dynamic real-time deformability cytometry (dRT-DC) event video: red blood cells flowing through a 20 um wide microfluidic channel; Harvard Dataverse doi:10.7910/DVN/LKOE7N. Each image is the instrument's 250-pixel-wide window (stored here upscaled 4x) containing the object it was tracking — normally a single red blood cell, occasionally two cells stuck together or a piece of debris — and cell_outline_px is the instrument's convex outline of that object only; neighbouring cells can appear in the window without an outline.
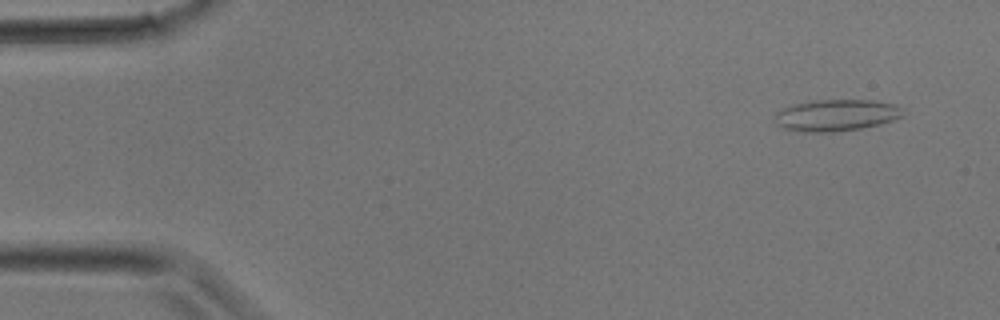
{"species": "common noctule bat (a hibernating species)", "species_latin": "Nyctalus noctula", "temperature_condition": "room temperature", "stored_images_in_passage": 33, "camera_frame_rate_fps": 3000, "um_per_image_px": 0.085, "animal": {"sex": "male", "body_mass_g": 17.9}, "frame": {"image": 1, "passage_image": 2, "time_ms": 0.333, "image_size_px": [1000, 320], "cell_outline_px": [[904, 116], [880, 124], [860, 128], [836, 132], [800, 132], [784, 128], [776, 124], [776, 112], [780, 108], [792, 104], [816, 100], [876, 100], [896, 104], [904, 108]], "centroid_in_image_um": [71.1, 9.79], "position_along_channel_um": 13.9, "area_um2": 23.93}}
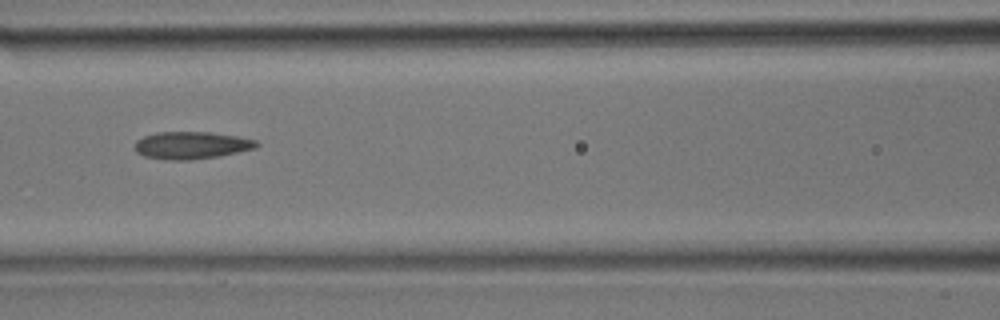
{"frame": {"image": 2, "passage_image": 14, "time_ms": 4.333, "image_size_px": [1000, 320], "cell_outline_px": [[260, 144], [256, 148], [220, 156], [192, 160], [172, 160], [144, 156], [136, 152], [136, 140], [144, 136], [156, 132], [212, 132], [236, 136], [256, 140]], "centroid_in_image_um": [16.3, 12.35], "position_along_channel_um": 150.3, "area_um2": 19.42}}
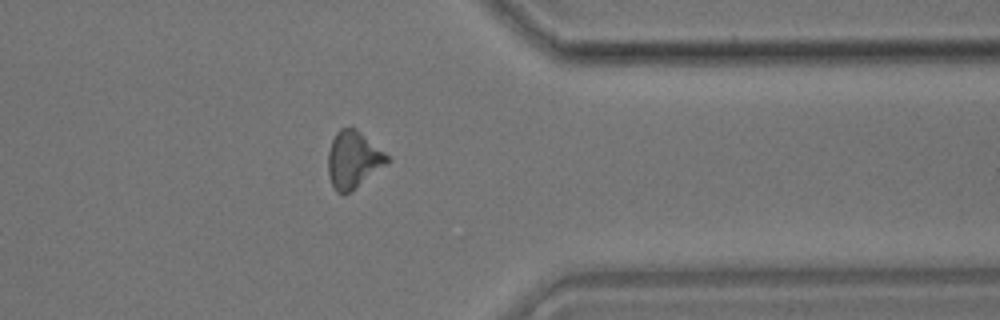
{"frame": {"image": 3, "passage_image": 26, "time_ms": 8.333, "image_size_px": [1000, 320], "cell_outline_px": [[392, 160], [344, 196], [336, 192], [332, 184], [328, 172], [328, 152], [332, 140], [336, 132], [340, 128], [356, 128], [384, 152]], "centroid_in_image_um": [30.02, 13.58], "position_along_channel_um": 381.4, "area_um2": 19.48}}